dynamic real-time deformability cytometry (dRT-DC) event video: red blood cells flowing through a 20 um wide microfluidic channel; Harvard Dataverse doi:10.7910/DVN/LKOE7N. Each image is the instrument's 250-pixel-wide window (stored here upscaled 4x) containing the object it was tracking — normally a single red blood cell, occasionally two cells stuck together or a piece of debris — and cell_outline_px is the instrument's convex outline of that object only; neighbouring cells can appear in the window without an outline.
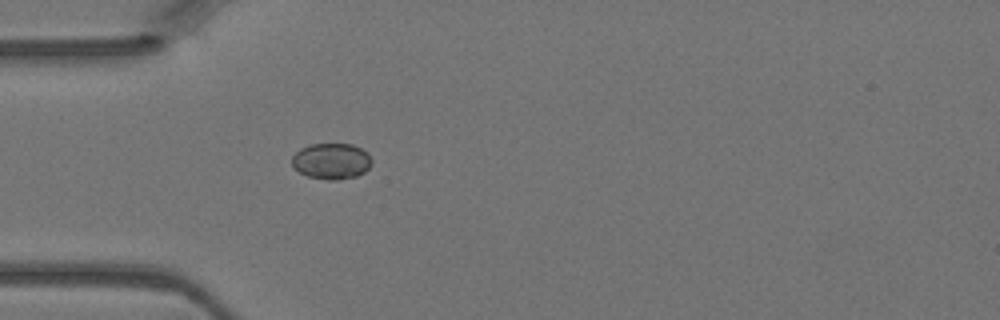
{"species": "Egyptian fruit bat (a non-hibernating species)", "species_latin": "Rousettus aegyptiacus", "temperature_condition": "warm", "stored_images_in_passage": 1, "camera_frame_rate_fps": 3000, "um_per_image_px": 0.085, "animal": {"sex": "female"}, "frame": {"image": 1, "passage_image": 1, "time_ms": 0.0, "image_size_px": [1000, 320], "cell_outline_px": [[372, 164], [364, 172], [356, 176], [336, 180], [328, 180], [308, 176], [300, 172], [292, 164], [292, 156], [300, 148], [312, 144], [352, 144], [368, 152], [372, 160]], "centroid_in_image_um": [28.19, 13.69], "position_along_channel_um": 56.8, "area_um2": 16.7}}